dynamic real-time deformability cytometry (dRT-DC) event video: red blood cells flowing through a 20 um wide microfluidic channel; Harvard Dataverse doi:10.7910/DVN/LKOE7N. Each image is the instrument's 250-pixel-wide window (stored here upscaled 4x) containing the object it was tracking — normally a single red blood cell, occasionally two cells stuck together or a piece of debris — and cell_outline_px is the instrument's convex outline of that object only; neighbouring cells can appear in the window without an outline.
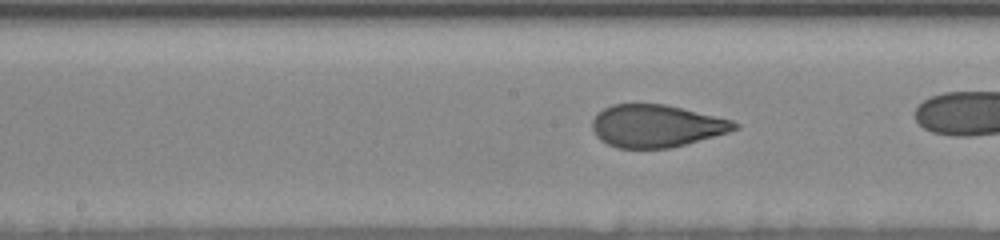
{"species": "human", "species_latin": "Homo sapiens", "temperature_condition": "room temperature", "stored_images_in_passage": 27, "camera_frame_rate_fps": 3000, "um_per_image_px": 0.085, "donor": {"sex": "female"}, "frame": {"image": 1, "passage_image": 12, "time_ms": 3.667, "image_size_px": [1000, 240], "cell_outline_px": [[740, 128], [728, 132], [672, 148], [616, 148], [600, 140], [596, 136], [592, 128], [592, 120], [596, 112], [612, 104], [664, 104], [716, 116], [732, 120], [740, 124]], "centroid_in_image_um": [55.76, 10.71], "position_along_channel_um": 192.4, "area_um2": 35.32}}